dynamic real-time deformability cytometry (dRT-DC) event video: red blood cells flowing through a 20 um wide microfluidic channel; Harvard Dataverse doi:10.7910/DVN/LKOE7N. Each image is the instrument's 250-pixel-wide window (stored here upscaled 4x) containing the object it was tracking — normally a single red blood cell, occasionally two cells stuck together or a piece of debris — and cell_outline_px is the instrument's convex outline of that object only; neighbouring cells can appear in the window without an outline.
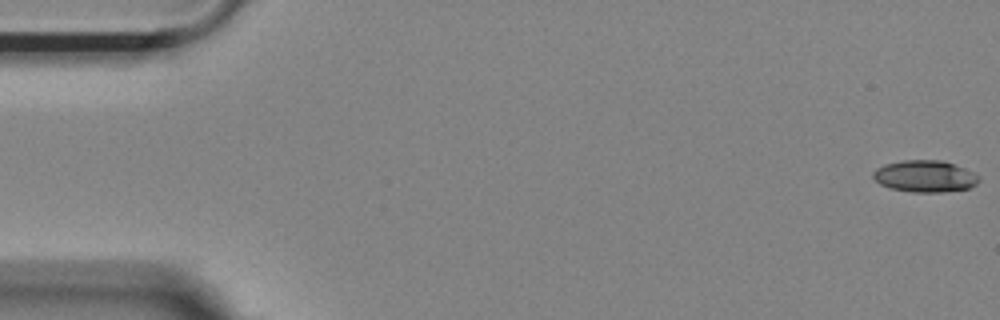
{"species": "Egyptian fruit bat (a non-hibernating species)", "species_latin": "Rousettus aegyptiacus", "temperature_condition": "room temperature", "stored_images_in_passage": 35, "camera_frame_rate_fps": 3000, "um_per_image_px": 0.085, "animal": {"sex": "female"}, "frame": {"image": 1, "passage_image": 1, "time_ms": 0.0, "image_size_px": [1000, 320], "cell_outline_px": [[980, 180], [976, 184], [968, 188], [940, 192], [912, 192], [888, 188], [880, 184], [872, 176], [872, 172], [876, 168], [884, 164], [904, 160], [940, 160], [964, 168], [972, 172]], "centroid_in_image_um": [78.56, 14.98], "position_along_channel_um": 6.4, "area_um2": 19.42}}
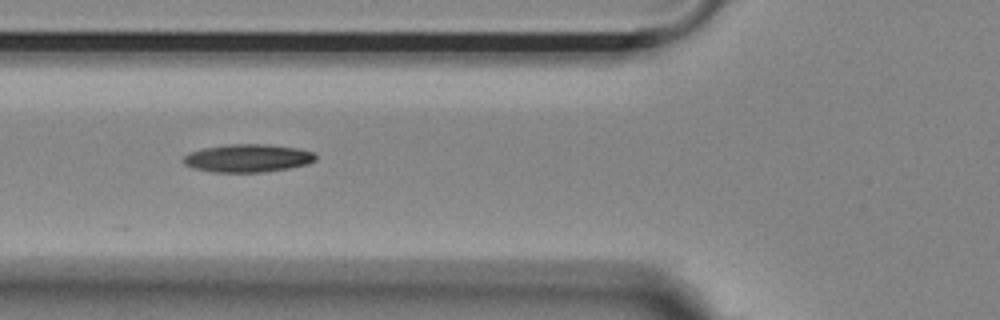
{"frame": {"image": 2, "passage_image": 20, "time_ms": 6.333, "image_size_px": [1000, 320], "cell_outline_px": [[316, 160], [308, 164], [288, 168], [260, 172], [212, 172], [192, 168], [184, 164], [180, 160], [188, 152], [204, 148], [228, 144], [264, 144], [296, 148], [312, 152], [316, 156]], "centroid_in_image_um": [21.0, 13.44], "position_along_channel_um": 104.8, "area_um2": 21.56}}
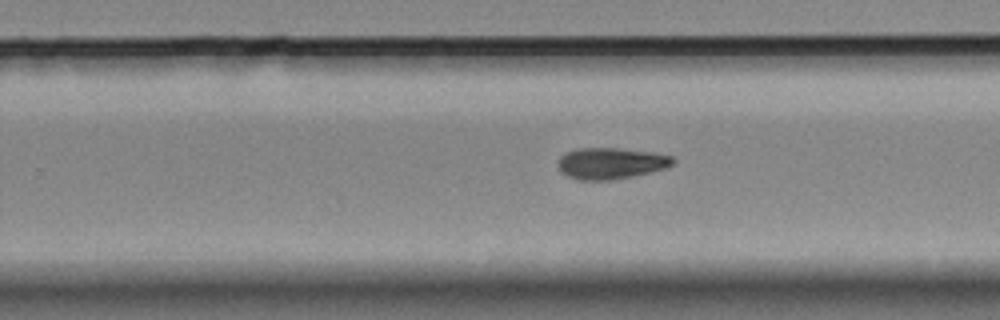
{"frame": {"image": 3, "passage_image": 34, "time_ms": 11.0, "image_size_px": [1000, 320], "cell_outline_px": [[676, 160], [668, 168], [632, 176], [612, 180], [580, 180], [568, 176], [560, 172], [556, 164], [560, 156], [568, 152], [580, 148], [616, 148], [652, 152], [672, 156]], "centroid_in_image_um": [51.92, 13.88], "position_along_channel_um": 277.9, "area_um2": 21.04}}